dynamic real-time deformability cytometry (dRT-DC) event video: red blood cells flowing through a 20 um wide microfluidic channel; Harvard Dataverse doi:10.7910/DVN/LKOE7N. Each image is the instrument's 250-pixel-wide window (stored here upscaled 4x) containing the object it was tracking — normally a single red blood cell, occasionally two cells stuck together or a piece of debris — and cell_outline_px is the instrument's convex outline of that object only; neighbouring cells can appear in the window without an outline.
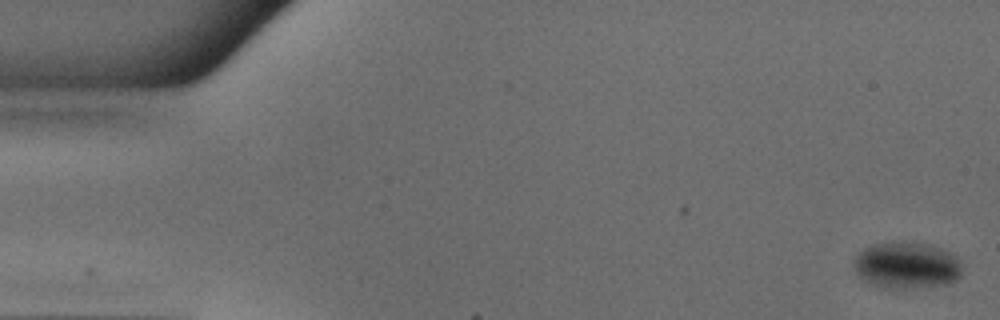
{"species": "common noctule bat (a hibernating species)", "species_latin": "Nyctalus noctula", "temperature_condition": "warm", "stored_images_in_passage": 50, "camera_frame_rate_fps": 3000, "um_per_image_px": 0.085, "animal": {"sex": "male", "body_mass_g": 18.8}, "frame": {"image": 1, "passage_image": 1, "time_ms": 0.0, "image_size_px": [1000, 320], "cell_outline_px": [[960, 276], [956, 280], [948, 284], [884, 288], [872, 284], [860, 276], [856, 272], [852, 264], [856, 256], [864, 248], [872, 244], [892, 240], [904, 240], [924, 244], [940, 248], [956, 256], [960, 260]], "centroid_in_image_um": [77.03, 22.5], "position_along_channel_um": 8.0, "area_um2": 29.25}}
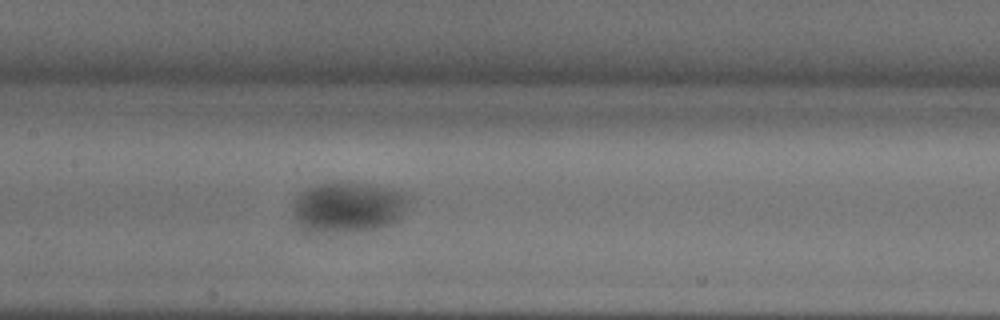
{"frame": {"image": 2, "passage_image": 24, "time_ms": 7.667, "image_size_px": [1000, 320], "cell_outline_px": [[408, 200], [400, 216], [392, 224], [380, 228], [352, 232], [312, 236], [304, 232], [296, 220], [292, 208], [296, 196], [300, 192], [308, 188], [320, 184], [344, 180], [348, 180], [392, 188], [408, 192]], "centroid_in_image_um": [29.53, 17.63], "position_along_channel_um": 177.9, "area_um2": 35.49}}
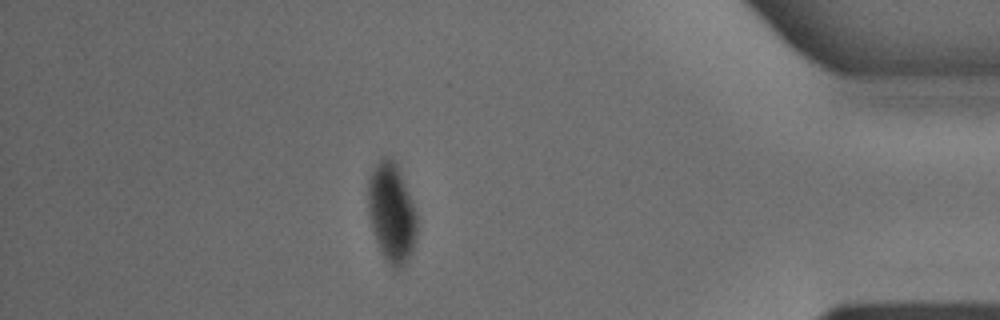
{"frame": {"image": 3, "passage_image": 44, "time_ms": 14.333, "image_size_px": [1000, 320], "cell_outline_px": [[416, 240], [412, 252], [404, 268], [392, 268], [384, 260], [380, 252], [376, 240], [368, 212], [368, 180], [380, 156], [392, 156], [396, 160], [412, 200], [416, 212]], "centroid_in_image_um": [33.29, 18.08], "position_along_channel_um": 401.9, "area_um2": 28.78}}